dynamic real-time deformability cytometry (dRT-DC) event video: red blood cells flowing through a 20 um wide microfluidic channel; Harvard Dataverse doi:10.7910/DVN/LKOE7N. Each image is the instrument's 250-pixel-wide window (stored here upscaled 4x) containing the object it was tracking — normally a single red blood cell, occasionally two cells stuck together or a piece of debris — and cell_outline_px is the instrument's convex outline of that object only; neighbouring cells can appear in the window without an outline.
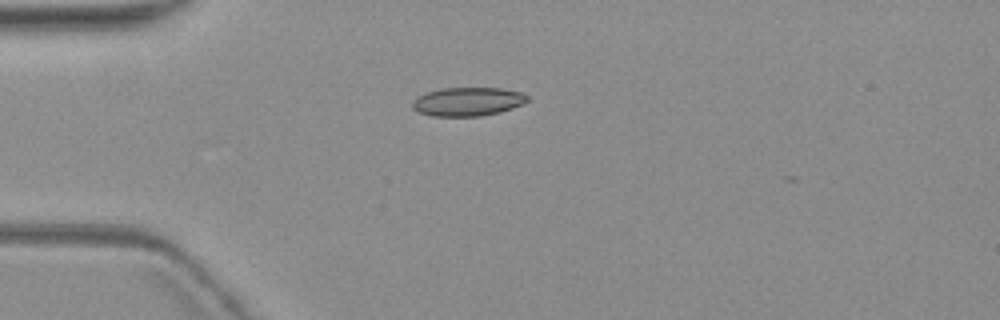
{"species": "common noctule bat (a hibernating species)", "species_latin": "Nyctalus noctula", "temperature_condition": "warm", "stored_images_in_passage": 3, "camera_frame_rate_fps": 3000, "um_per_image_px": 0.085, "animal": {"sex": "female", "body_mass_g": 19.3, "forearm_length_mm": 54.1}, "frame": {"image": 1, "passage_image": 1, "time_ms": 0.0, "image_size_px": [1000, 320], "cell_outline_px": [[528, 100], [512, 108], [500, 112], [480, 116], [432, 116], [416, 112], [412, 108], [412, 100], [428, 92], [440, 88], [500, 88], [524, 92], [528, 96]], "centroid_in_image_um": [39.74, 8.64], "position_along_channel_um": 45.3, "area_um2": 19.25}}
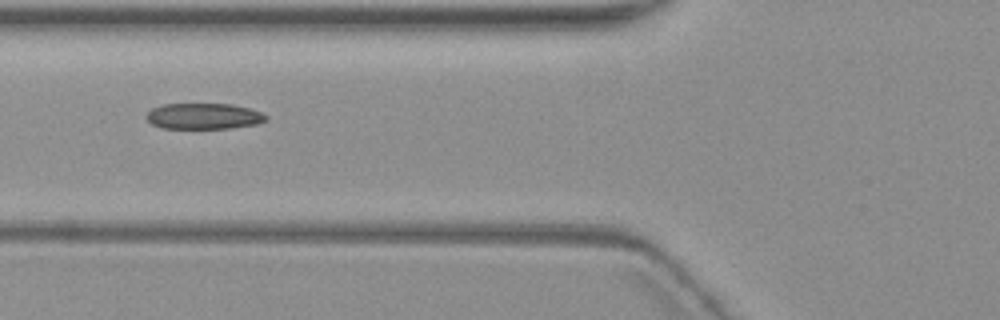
{"frame": {"image": 2, "passage_image": 3, "time_ms": 2.333, "image_size_px": [1000, 320], "cell_outline_px": [[268, 120], [256, 124], [232, 128], [160, 128], [152, 124], [144, 116], [152, 108], [164, 104], [232, 104], [248, 108], [260, 112], [268, 116]], "centroid_in_image_um": [17.31, 9.88], "position_along_channel_um": 108.5, "area_um2": 18.09}}